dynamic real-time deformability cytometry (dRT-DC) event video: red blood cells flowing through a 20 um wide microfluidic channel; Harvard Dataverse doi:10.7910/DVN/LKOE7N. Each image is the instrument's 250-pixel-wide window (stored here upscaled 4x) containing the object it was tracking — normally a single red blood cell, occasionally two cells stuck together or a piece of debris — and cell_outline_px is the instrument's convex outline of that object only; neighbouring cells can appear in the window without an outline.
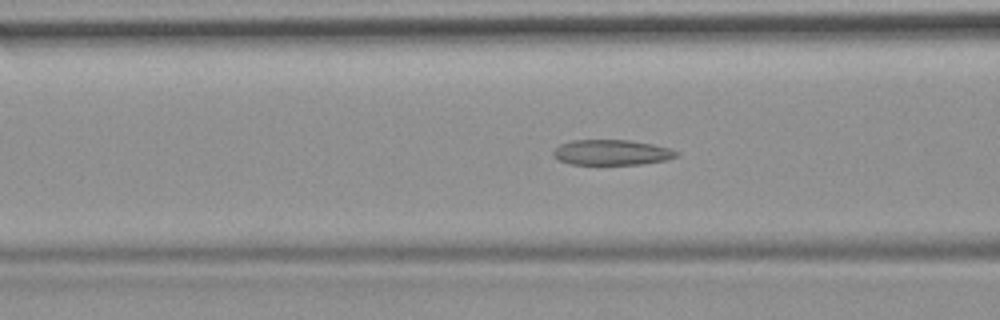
{"species": "common noctule bat (a hibernating species)", "species_latin": "Nyctalus noctula", "temperature_condition": "room temperature", "stored_images_in_passage": 37, "camera_frame_rate_fps": 3000, "um_per_image_px": 0.085, "animal": {"sex": "female", "body_mass_g": 19.9}, "frame": {"image": 1, "passage_image": 11, "time_ms": 3.333, "image_size_px": [1000, 320], "cell_outline_px": [[680, 156], [668, 160], [644, 164], [568, 164], [556, 160], [552, 156], [552, 152], [560, 144], [572, 140], [628, 140], [652, 144], [668, 148], [680, 152]], "centroid_in_image_um": [51.99, 12.96], "position_along_channel_um": 114.6, "area_um2": 18.44}}
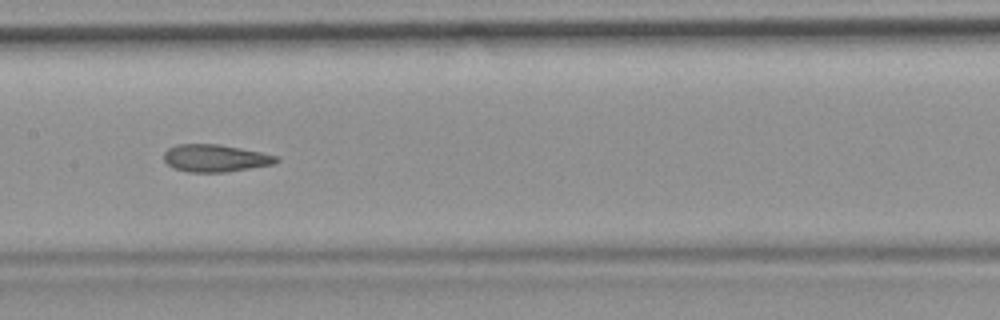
{"frame": {"image": 2, "passage_image": 17, "time_ms": 5.333, "image_size_px": [1000, 320], "cell_outline_px": [[280, 160], [276, 164], [224, 172], [188, 172], [172, 168], [164, 160], [164, 152], [168, 148], [176, 144], [216, 144], [240, 148], [280, 156]], "centroid_in_image_um": [18.31, 13.44], "position_along_channel_um": 189.1, "area_um2": 18.03}}
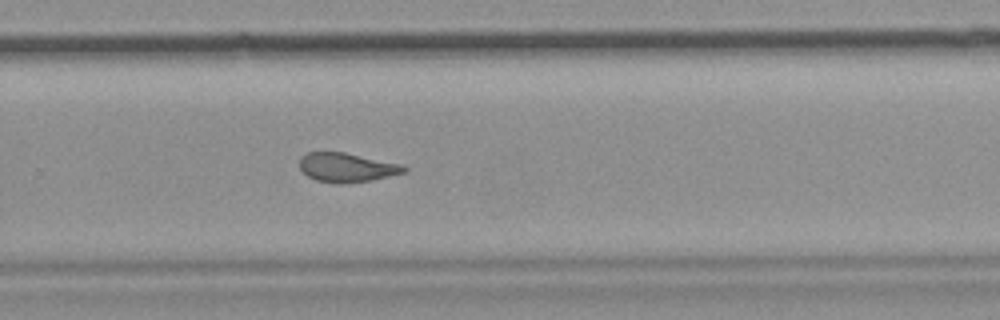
{"frame": {"image": 3, "passage_image": 26, "time_ms": 8.333, "image_size_px": [1000, 320], "cell_outline_px": [[408, 172], [372, 180], [344, 184], [332, 184], [316, 180], [308, 176], [300, 168], [300, 156], [308, 152], [344, 152], [404, 164], [408, 168]], "centroid_in_image_um": [29.52, 14.24], "position_along_channel_um": 300.3, "area_um2": 18.09}, "authors_computed_cell_mechanics": {"area_um2": 18.1492, "velocity_mm_per_s": 3.7201, "shape_relaxation_time_tau1_ms": null, "shape_relaxation_time_tau2_ms": 1.94, "deformation_change_tau1": null, "deformation_change_tau2": 0.0948}}